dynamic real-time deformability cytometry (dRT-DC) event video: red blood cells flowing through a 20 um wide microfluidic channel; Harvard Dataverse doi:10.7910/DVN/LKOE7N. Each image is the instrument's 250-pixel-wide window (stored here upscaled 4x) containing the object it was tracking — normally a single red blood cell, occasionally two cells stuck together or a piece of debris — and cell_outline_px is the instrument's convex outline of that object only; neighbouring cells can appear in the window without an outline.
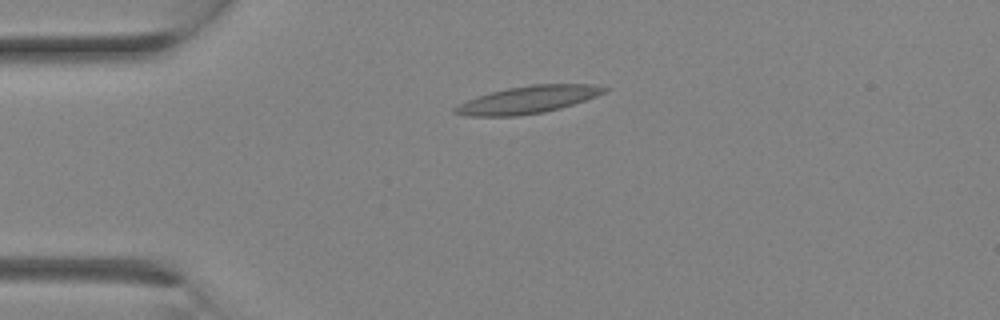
{"species": "Egyptian fruit bat (a non-hibernating species)", "species_latin": "Rousettus aegyptiacus", "temperature_condition": "room temperature", "stored_images_in_passage": 12, "camera_frame_rate_fps": 3000, "um_per_image_px": 0.085, "animal": {"sex": "female"}, "frame": {"image": 1, "passage_image": 7, "time_ms": 2.0, "image_size_px": [1000, 320], "cell_outline_px": [[612, 88], [596, 96], [560, 108], [544, 112], [516, 116], [468, 116], [452, 112], [452, 108], [476, 96], [508, 88], [532, 84], [592, 84]], "centroid_in_image_um": [44.87, 8.47], "position_along_channel_um": 40.1, "area_um2": 23.64}}
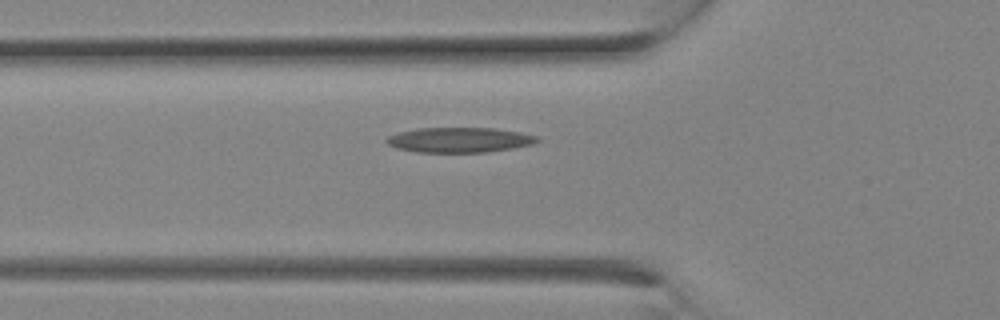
{"frame": {"image": 2, "passage_image": 10, "time_ms": 3.0, "image_size_px": [1000, 320], "cell_outline_px": [[540, 140], [532, 144], [512, 148], [488, 152], [416, 152], [396, 148], [388, 144], [384, 140], [388, 136], [400, 132], [416, 128], [492, 128], [520, 132], [536, 136]], "centroid_in_image_um": [39.02, 11.89], "position_along_channel_um": 86.8, "area_um2": 21.91}}
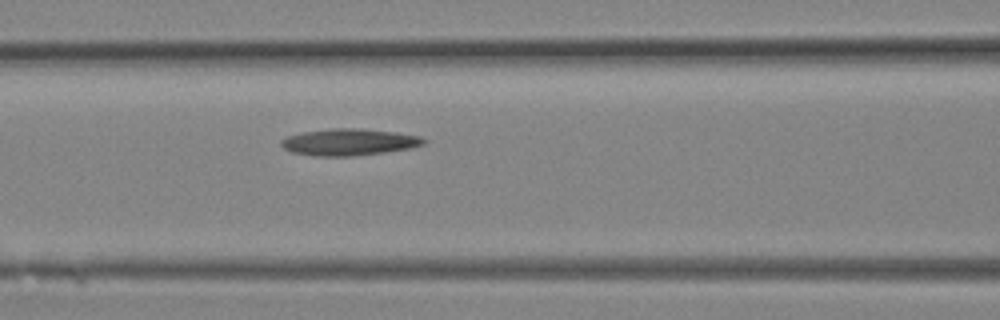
{"frame": {"image": 3, "passage_image": 12, "time_ms": 3.667, "image_size_px": [1000, 320], "cell_outline_px": [[428, 140], [424, 144], [412, 148], [384, 152], [352, 156], [316, 156], [292, 152], [284, 148], [280, 144], [280, 140], [288, 136], [304, 132], [332, 128], [360, 128], [396, 132], [420, 136]], "centroid_in_image_um": [29.7, 12.07], "position_along_channel_um": 136.9, "area_um2": 22.2}}